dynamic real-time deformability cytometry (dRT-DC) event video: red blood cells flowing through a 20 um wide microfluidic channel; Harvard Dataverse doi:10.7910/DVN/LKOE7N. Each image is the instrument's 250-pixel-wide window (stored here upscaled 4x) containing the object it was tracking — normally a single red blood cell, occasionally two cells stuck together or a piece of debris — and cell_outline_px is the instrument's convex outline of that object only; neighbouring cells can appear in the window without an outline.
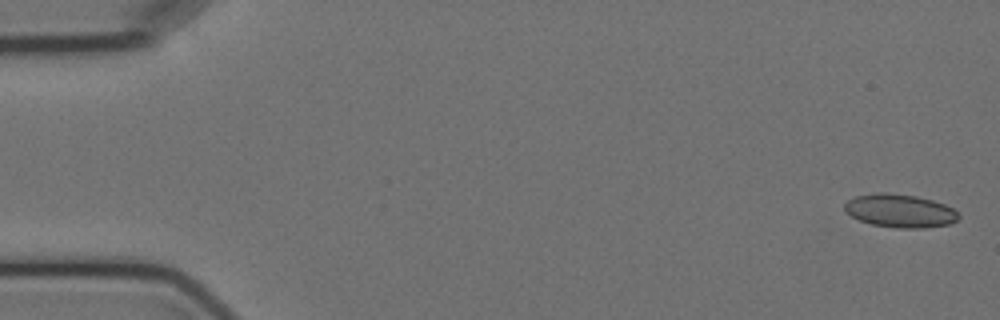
{"species": "Egyptian fruit bat (a non-hibernating species)", "species_latin": "Rousettus aegyptiacus", "temperature_condition": "cold", "stored_images_in_passage": 12, "camera_frame_rate_fps": 3000, "um_per_image_px": 0.085, "animal": {"sex": "female"}, "frame": {"image": 1, "passage_image": 1, "time_ms": 0.0, "image_size_px": [1000, 320], "cell_outline_px": [[960, 216], [956, 220], [948, 224], [924, 228], [896, 228], [872, 224], [860, 220], [844, 212], [844, 204], [848, 200], [856, 196], [876, 192], [884, 192], [916, 196], [932, 200], [944, 204], [952, 208]], "centroid_in_image_um": [76.46, 17.91], "position_along_channel_um": 8.5, "area_um2": 22.02}}
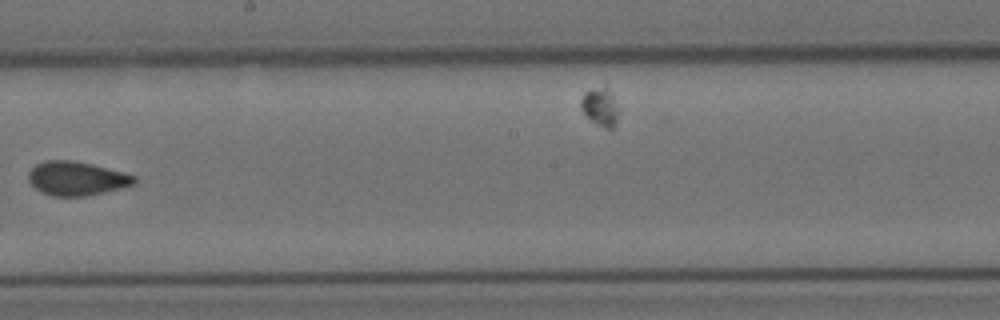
{"frame": {"image": 2, "passage_image": 9, "time_ms": 10.333, "image_size_px": [1000, 320], "cell_outline_px": [[136, 184], [120, 188], [84, 196], [52, 196], [40, 192], [28, 180], [28, 172], [36, 164], [44, 160], [72, 160], [92, 164], [136, 176]], "centroid_in_image_um": [6.48, 15.16], "position_along_channel_um": 241.7, "area_um2": 20.81}}
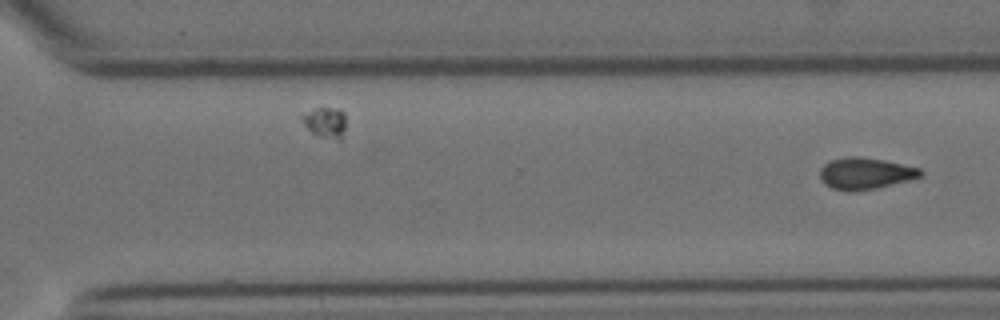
{"frame": {"image": 3, "passage_image": 12, "time_ms": 15.0, "image_size_px": [1000, 320], "cell_outline_px": [[924, 172], [920, 176], [908, 180], [876, 188], [856, 192], [844, 192], [832, 188], [824, 184], [820, 180], [820, 168], [828, 160], [844, 156], [856, 156], [884, 160], [920, 168]], "centroid_in_image_um": [73.48, 14.74], "position_along_channel_um": 297.1, "area_um2": 18.79}}